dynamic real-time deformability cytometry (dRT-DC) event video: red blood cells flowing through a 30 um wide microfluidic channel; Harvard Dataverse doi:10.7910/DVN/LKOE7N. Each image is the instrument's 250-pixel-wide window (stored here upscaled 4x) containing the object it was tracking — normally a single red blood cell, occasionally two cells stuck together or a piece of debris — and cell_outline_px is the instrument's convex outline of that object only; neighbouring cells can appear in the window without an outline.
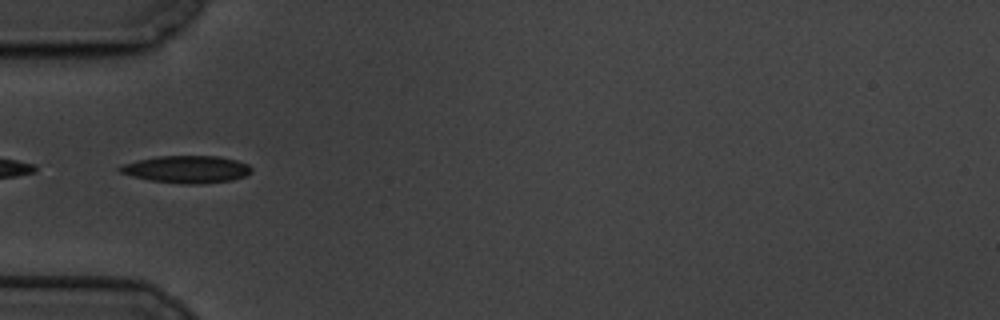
{"species": "common noctule bat (a hibernating species)", "species_latin": "Nyctalus noctula", "temperature_condition": "cold", "stored_images_in_passage": 7, "camera_frame_rate_fps": 3000, "um_per_image_px": 0.085, "animal": {"sex": "male", "body_mass_g": 19.5, "forearm_length_mm": 54.6}, "frame": {"image": 1, "passage_image": 1, "time_ms": 0.0, "image_size_px": [1000, 320], "cell_outline_px": [[252, 172], [244, 176], [232, 180], [196, 184], [184, 184], [148, 180], [132, 176], [120, 172], [116, 168], [120, 164], [156, 156], [220, 156], [236, 160], [248, 164], [252, 168]], "centroid_in_image_um": [15.84, 14.38], "position_along_channel_um": 69.2, "area_um2": 21.04}}
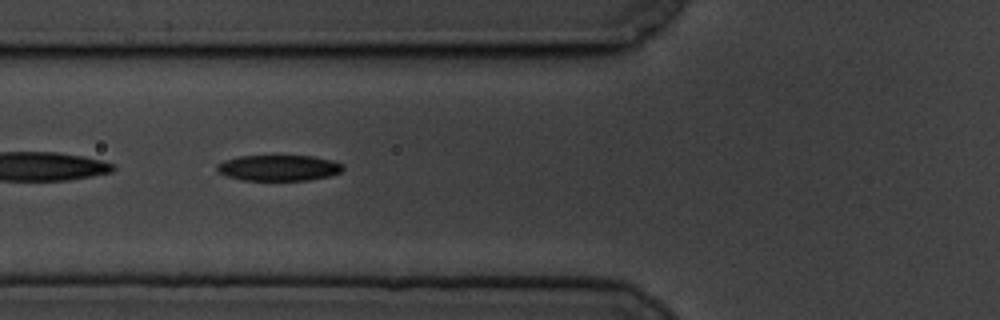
{"frame": {"image": 2, "passage_image": 4, "time_ms": 1.0, "image_size_px": [1000, 320], "cell_outline_px": [[344, 168], [340, 172], [328, 176], [308, 180], [240, 180], [216, 172], [216, 164], [224, 160], [240, 156], [312, 156], [332, 160], [340, 164]], "centroid_in_image_um": [23.63, 14.27], "position_along_channel_um": 102.2, "area_um2": 18.9}}